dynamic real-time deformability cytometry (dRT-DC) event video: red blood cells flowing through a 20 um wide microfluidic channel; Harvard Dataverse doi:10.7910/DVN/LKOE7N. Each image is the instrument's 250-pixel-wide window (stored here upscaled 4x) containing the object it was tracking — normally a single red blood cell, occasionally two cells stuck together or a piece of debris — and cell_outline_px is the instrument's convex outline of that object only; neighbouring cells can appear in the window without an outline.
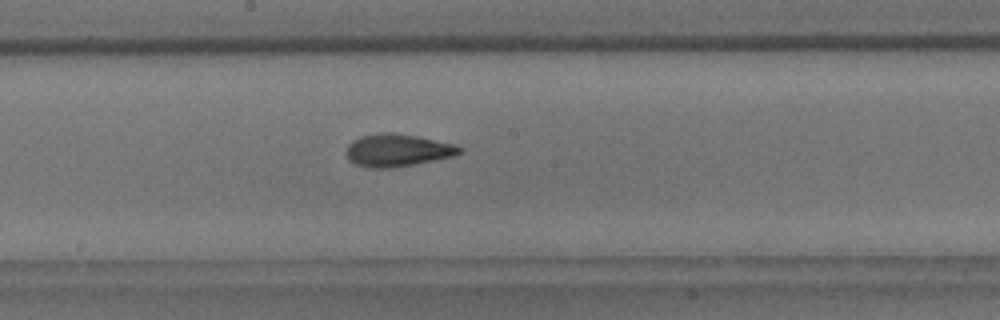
{"species": "common noctule bat (a hibernating species)", "species_latin": "Nyctalus noctula", "temperature_condition": "room temperature", "stored_images_in_passage": 40, "camera_frame_rate_fps": 3000, "um_per_image_px": 0.085, "animal": {"sex": "male", "body_mass_g": 18.8}, "frame": {"image": 1, "passage_image": 21, "time_ms": 6.667, "image_size_px": [1000, 320], "cell_outline_px": [[464, 148], [456, 156], [436, 160], [392, 168], [368, 168], [356, 164], [348, 160], [348, 144], [352, 140], [360, 136], [384, 132], [392, 132], [416, 136], [456, 144]], "centroid_in_image_um": [33.81, 12.77], "position_along_channel_um": 214.4, "area_um2": 21.56}}
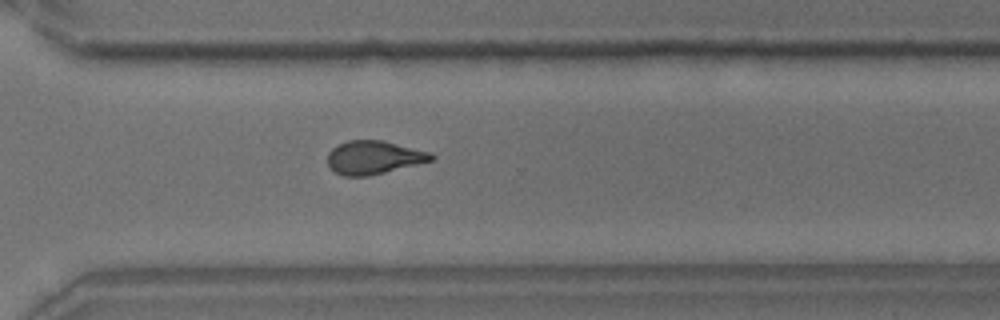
{"frame": {"image": 2, "passage_image": 31, "time_ms": 10.0, "image_size_px": [1000, 320], "cell_outline_px": [[436, 160], [368, 176], [344, 176], [336, 172], [328, 164], [328, 152], [332, 148], [348, 140], [384, 140], [432, 152], [436, 156]], "centroid_in_image_um": [31.84, 13.37], "position_along_channel_um": 338.8, "area_um2": 20.35}}
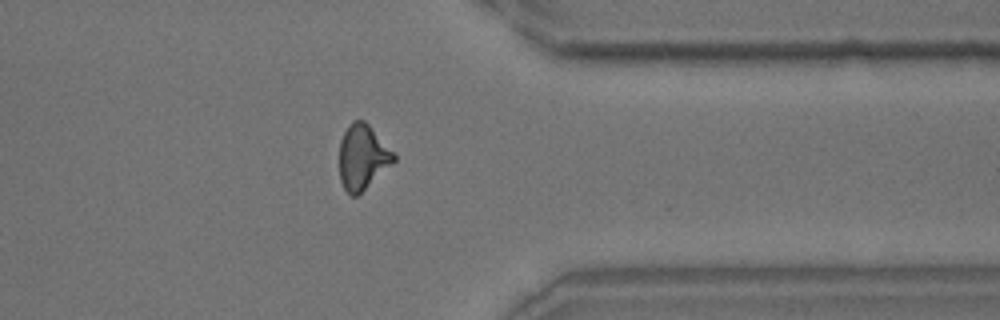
{"frame": {"image": 3, "passage_image": 35, "time_ms": 11.333, "image_size_px": [1000, 320], "cell_outline_px": [[396, 160], [392, 164], [356, 196], [352, 196], [344, 188], [340, 180], [340, 140], [348, 124], [352, 120], [364, 120], [368, 124], [396, 156]], "centroid_in_image_um": [30.8, 13.33], "position_along_channel_um": 380.6, "area_um2": 20.17}}